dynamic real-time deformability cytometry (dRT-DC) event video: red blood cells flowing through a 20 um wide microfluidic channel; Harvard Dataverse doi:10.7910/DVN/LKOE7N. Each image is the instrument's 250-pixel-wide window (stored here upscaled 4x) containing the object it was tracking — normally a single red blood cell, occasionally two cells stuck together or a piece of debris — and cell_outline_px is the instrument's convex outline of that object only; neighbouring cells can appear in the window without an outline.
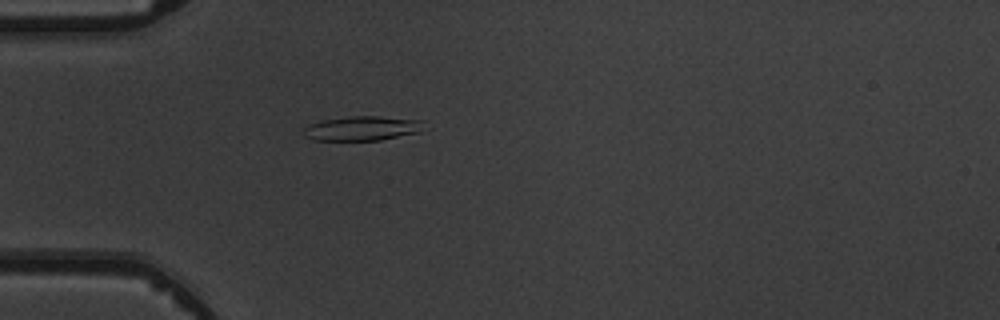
{"species": "common noctule bat (a hibernating species)", "species_latin": "Nyctalus noctula", "temperature_condition": "warm", "stored_images_in_passage": 4, "camera_frame_rate_fps": 3000, "um_per_image_px": 0.085, "animal": {"sex": "male", "body_mass_g": 19.5, "forearm_length_mm": 54.6}, "frame": {"image": 1, "passage_image": 4, "time_ms": 3.667, "image_size_px": [1000, 320], "cell_outline_px": [[424, 120], [420, 132], [380, 140], [312, 140], [304, 136], [304, 128], [308, 124], [324, 120], [352, 116], [380, 116]], "centroid_in_image_um": [30.78, 10.91], "position_along_channel_um": 54.2, "area_um2": 17.11}}